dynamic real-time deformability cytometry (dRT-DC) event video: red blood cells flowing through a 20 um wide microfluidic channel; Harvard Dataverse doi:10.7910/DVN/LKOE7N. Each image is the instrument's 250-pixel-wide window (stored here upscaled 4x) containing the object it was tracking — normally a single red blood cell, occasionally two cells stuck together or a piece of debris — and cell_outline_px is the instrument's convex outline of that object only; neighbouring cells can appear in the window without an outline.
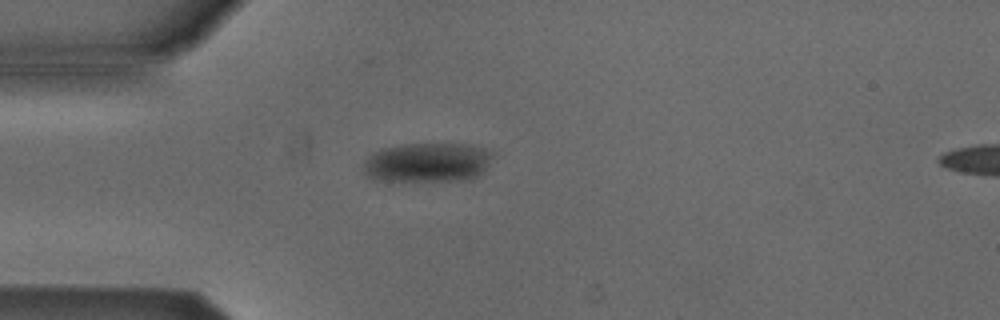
{"species": "Egyptian fruit bat (a non-hibernating species)", "species_latin": "Rousettus aegyptiacus", "temperature_condition": "cold", "stored_images_in_passage": 2, "segment_of_instrument_passage": [1, 2], "camera_frame_rate_fps": 3000, "um_per_image_px": 0.085, "animal": {"sex": "male"}, "frame": {"image": 1, "passage_image": 1, "time_ms": 0.0, "image_size_px": [1000, 320], "cell_outline_px": [[492, 156], [488, 168], [480, 176], [472, 180], [376, 180], [368, 176], [364, 172], [364, 164], [376, 152], [388, 148], [404, 144], [460, 144], [480, 148], [492, 152]], "centroid_in_image_um": [36.42, 13.83], "position_along_channel_um": 48.6, "area_um2": 29.13}}